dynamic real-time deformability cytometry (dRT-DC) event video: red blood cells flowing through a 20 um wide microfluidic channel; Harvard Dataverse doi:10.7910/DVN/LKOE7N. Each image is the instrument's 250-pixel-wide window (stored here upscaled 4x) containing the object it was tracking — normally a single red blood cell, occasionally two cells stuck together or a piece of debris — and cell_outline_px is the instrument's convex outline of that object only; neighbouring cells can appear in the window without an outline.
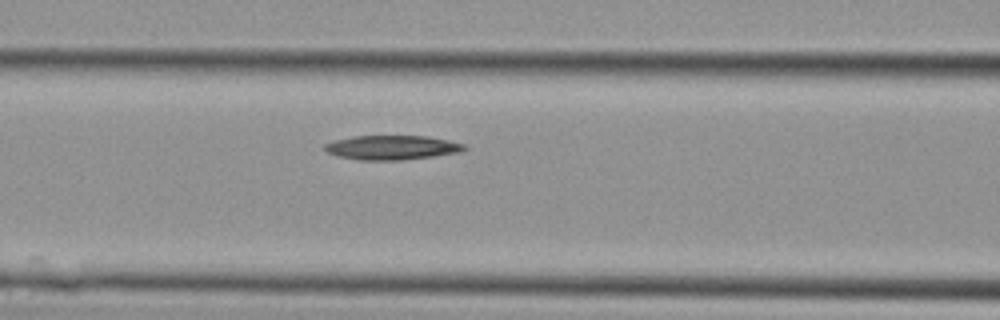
{"species": "Egyptian fruit bat (a non-hibernating species)", "species_latin": "Rousettus aegyptiacus", "temperature_condition": "cold", "stored_images_in_passage": 4, "camera_frame_rate_fps": 3000, "um_per_image_px": 0.085, "animal": {"sex": "female"}, "frame": {"image": 1, "passage_image": 4, "time_ms": 1.0, "image_size_px": [1000, 320], "cell_outline_px": [[468, 148], [460, 152], [404, 160], [356, 160], [336, 156], [328, 152], [324, 148], [324, 144], [336, 140], [352, 136], [428, 136], [448, 140], [464, 144]], "centroid_in_image_um": [33.3, 12.54], "position_along_channel_um": 133.3, "area_um2": 19.83}}